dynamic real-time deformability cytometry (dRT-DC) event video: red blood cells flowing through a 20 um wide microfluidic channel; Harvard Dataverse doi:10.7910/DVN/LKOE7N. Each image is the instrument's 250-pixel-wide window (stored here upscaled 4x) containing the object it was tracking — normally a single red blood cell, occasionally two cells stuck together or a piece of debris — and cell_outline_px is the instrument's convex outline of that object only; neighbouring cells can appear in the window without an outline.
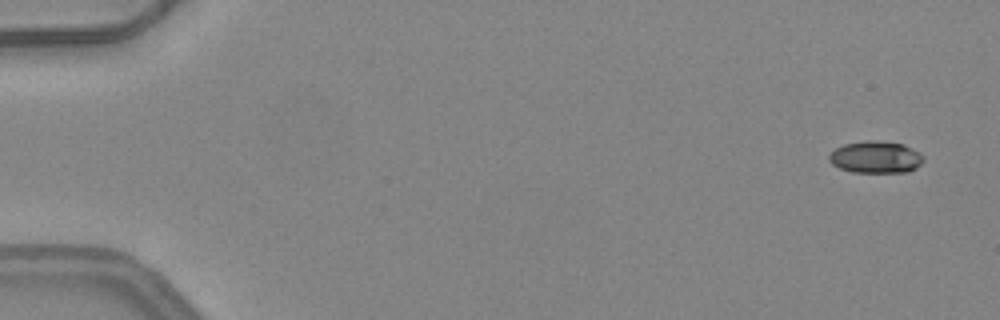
{"species": "common noctule bat (a hibernating species)", "species_latin": "Nyctalus noctula", "temperature_condition": "warm", "stored_images_in_passage": 4, "camera_frame_rate_fps": 3000, "um_per_image_px": 0.085, "animal": {"sex": "female", "body_mass_g": 24.6, "forearm_length_mm": 56.2}, "frame": {"image": 1, "passage_image": 1, "time_ms": 0.0, "image_size_px": [1000, 320], "cell_outline_px": [[924, 160], [916, 168], [908, 172], [852, 172], [840, 168], [832, 164], [828, 160], [828, 156], [836, 148], [844, 144], [868, 140], [876, 140], [904, 144], [920, 152], [924, 156]], "centroid_in_image_um": [74.46, 13.35], "position_along_channel_um": 10.5, "area_um2": 17.69}}
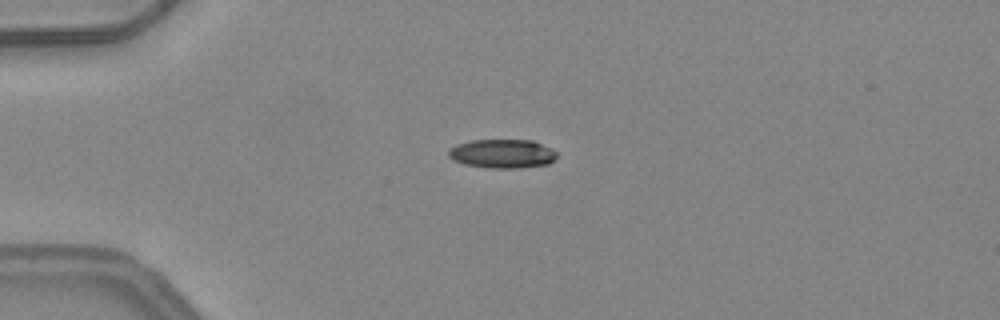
{"frame": {"image": 2, "passage_image": 4, "time_ms": 1.0, "image_size_px": [1000, 320], "cell_outline_px": [[556, 160], [548, 164], [520, 168], [488, 168], [464, 164], [452, 160], [448, 156], [448, 148], [456, 144], [472, 140], [532, 140], [552, 148], [556, 152]], "centroid_in_image_um": [42.68, 13.06], "position_along_channel_um": 42.3, "area_um2": 18.5}}